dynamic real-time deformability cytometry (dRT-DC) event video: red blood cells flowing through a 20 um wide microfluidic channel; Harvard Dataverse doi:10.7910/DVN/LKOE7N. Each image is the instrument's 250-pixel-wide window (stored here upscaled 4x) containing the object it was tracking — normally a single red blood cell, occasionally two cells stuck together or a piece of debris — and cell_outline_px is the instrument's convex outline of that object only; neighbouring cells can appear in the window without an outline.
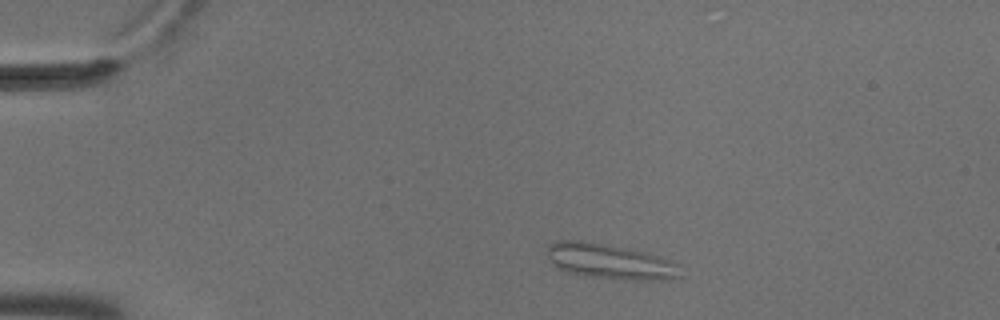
{"species": "common noctule bat (a hibernating species)", "species_latin": "Nyctalus noctula", "temperature_condition": "cold", "stored_images_in_passage": 4, "camera_frame_rate_fps": 3000, "um_per_image_px": 0.085, "animal": {"sex": "male", "body_mass_g": 18.8}, "frame": {"image": 1, "passage_image": 1, "time_ms": 0.0, "image_size_px": [1000, 320], "cell_outline_px": [[680, 276], [672, 280], [640, 280], [588, 276], [568, 272], [556, 268], [552, 264], [544, 248], [548, 244], [556, 240], [580, 240], [604, 244], [644, 252], [660, 256], [680, 264]], "centroid_in_image_um": [51.83, 22.22], "position_along_channel_um": 33.2, "area_um2": 27.46}}
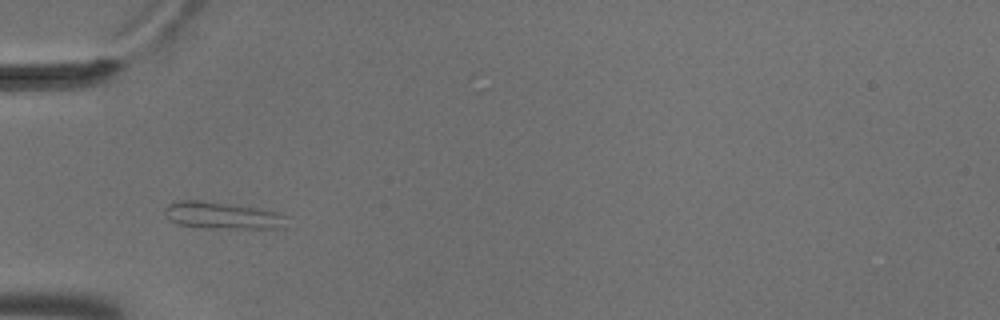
{"frame": {"image": 2, "passage_image": 3, "time_ms": 0.667, "image_size_px": [1000, 320], "cell_outline_px": [[292, 228], [212, 228], [180, 224], [172, 220], [164, 212], [164, 208], [168, 204], [180, 200], [200, 200], [256, 208], [276, 212], [288, 216]], "centroid_in_image_um": [19.03, 18.33], "position_along_channel_um": 66.0, "area_um2": 19.13}}
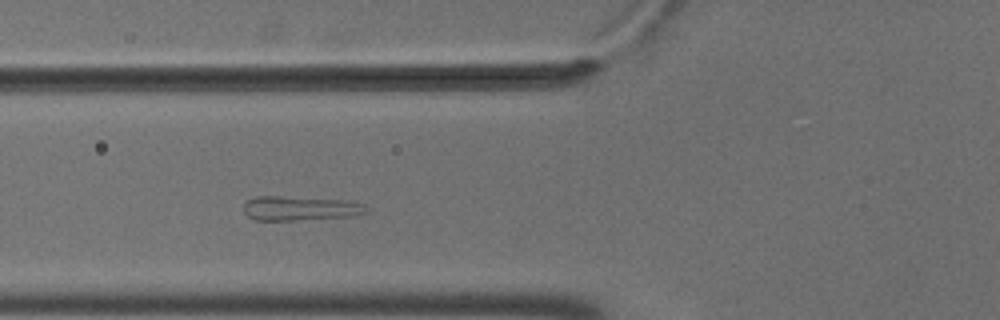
{"frame": {"image": 3, "passage_image": 4, "time_ms": 1.0, "image_size_px": [1000, 320], "cell_outline_px": [[368, 212], [356, 216], [296, 220], [256, 220], [248, 216], [244, 212], [244, 204], [248, 200], [256, 196], [276, 196], [348, 200], [368, 204]], "centroid_in_image_um": [25.59, 17.7], "position_along_channel_um": 100.2, "area_um2": 17.63}}